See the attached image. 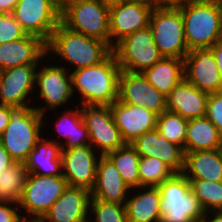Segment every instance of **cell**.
<instances>
[{
  "label": "cell",
  "instance_id": "7",
  "mask_svg": "<svg viewBox=\"0 0 222 222\" xmlns=\"http://www.w3.org/2000/svg\"><path fill=\"white\" fill-rule=\"evenodd\" d=\"M163 213L161 222H200L204 211L192 194L189 180L182 173H174L158 186Z\"/></svg>",
  "mask_w": 222,
  "mask_h": 222
},
{
  "label": "cell",
  "instance_id": "3",
  "mask_svg": "<svg viewBox=\"0 0 222 222\" xmlns=\"http://www.w3.org/2000/svg\"><path fill=\"white\" fill-rule=\"evenodd\" d=\"M181 11L189 51L222 40V1L173 2Z\"/></svg>",
  "mask_w": 222,
  "mask_h": 222
},
{
  "label": "cell",
  "instance_id": "46",
  "mask_svg": "<svg viewBox=\"0 0 222 222\" xmlns=\"http://www.w3.org/2000/svg\"><path fill=\"white\" fill-rule=\"evenodd\" d=\"M127 1H140V2H144L155 7V6L162 5L167 0H127Z\"/></svg>",
  "mask_w": 222,
  "mask_h": 222
},
{
  "label": "cell",
  "instance_id": "16",
  "mask_svg": "<svg viewBox=\"0 0 222 222\" xmlns=\"http://www.w3.org/2000/svg\"><path fill=\"white\" fill-rule=\"evenodd\" d=\"M117 100L142 106L157 115L166 111V96L149 83L142 73L121 71Z\"/></svg>",
  "mask_w": 222,
  "mask_h": 222
},
{
  "label": "cell",
  "instance_id": "32",
  "mask_svg": "<svg viewBox=\"0 0 222 222\" xmlns=\"http://www.w3.org/2000/svg\"><path fill=\"white\" fill-rule=\"evenodd\" d=\"M192 194L204 212L222 211V181L188 179Z\"/></svg>",
  "mask_w": 222,
  "mask_h": 222
},
{
  "label": "cell",
  "instance_id": "38",
  "mask_svg": "<svg viewBox=\"0 0 222 222\" xmlns=\"http://www.w3.org/2000/svg\"><path fill=\"white\" fill-rule=\"evenodd\" d=\"M18 203L0 201V222H19L21 212Z\"/></svg>",
  "mask_w": 222,
  "mask_h": 222
},
{
  "label": "cell",
  "instance_id": "34",
  "mask_svg": "<svg viewBox=\"0 0 222 222\" xmlns=\"http://www.w3.org/2000/svg\"><path fill=\"white\" fill-rule=\"evenodd\" d=\"M138 171L140 187L159 186L174 174L164 162L155 157H140Z\"/></svg>",
  "mask_w": 222,
  "mask_h": 222
},
{
  "label": "cell",
  "instance_id": "45",
  "mask_svg": "<svg viewBox=\"0 0 222 222\" xmlns=\"http://www.w3.org/2000/svg\"><path fill=\"white\" fill-rule=\"evenodd\" d=\"M103 5L110 8L116 5H120L123 2H126L127 0H99Z\"/></svg>",
  "mask_w": 222,
  "mask_h": 222
},
{
  "label": "cell",
  "instance_id": "39",
  "mask_svg": "<svg viewBox=\"0 0 222 222\" xmlns=\"http://www.w3.org/2000/svg\"><path fill=\"white\" fill-rule=\"evenodd\" d=\"M16 110V108L7 106V105H0V135L6 129L10 117L12 113Z\"/></svg>",
  "mask_w": 222,
  "mask_h": 222
},
{
  "label": "cell",
  "instance_id": "11",
  "mask_svg": "<svg viewBox=\"0 0 222 222\" xmlns=\"http://www.w3.org/2000/svg\"><path fill=\"white\" fill-rule=\"evenodd\" d=\"M44 64L38 66L36 71L35 87L38 88V94L41 100L43 99V106H33L43 117L46 118V111L60 109L62 105H68L73 94V85L71 72L68 71L65 65L57 66Z\"/></svg>",
  "mask_w": 222,
  "mask_h": 222
},
{
  "label": "cell",
  "instance_id": "28",
  "mask_svg": "<svg viewBox=\"0 0 222 222\" xmlns=\"http://www.w3.org/2000/svg\"><path fill=\"white\" fill-rule=\"evenodd\" d=\"M222 149V135L206 117L188 120L184 153Z\"/></svg>",
  "mask_w": 222,
  "mask_h": 222
},
{
  "label": "cell",
  "instance_id": "17",
  "mask_svg": "<svg viewBox=\"0 0 222 222\" xmlns=\"http://www.w3.org/2000/svg\"><path fill=\"white\" fill-rule=\"evenodd\" d=\"M184 77L207 94L222 91V75L210 49L189 51L184 58Z\"/></svg>",
  "mask_w": 222,
  "mask_h": 222
},
{
  "label": "cell",
  "instance_id": "35",
  "mask_svg": "<svg viewBox=\"0 0 222 222\" xmlns=\"http://www.w3.org/2000/svg\"><path fill=\"white\" fill-rule=\"evenodd\" d=\"M88 216L90 222H128L125 204L106 202L97 198H91ZM90 216L94 218L91 219Z\"/></svg>",
  "mask_w": 222,
  "mask_h": 222
},
{
  "label": "cell",
  "instance_id": "31",
  "mask_svg": "<svg viewBox=\"0 0 222 222\" xmlns=\"http://www.w3.org/2000/svg\"><path fill=\"white\" fill-rule=\"evenodd\" d=\"M28 171L24 163L15 162L0 172V201L19 203Z\"/></svg>",
  "mask_w": 222,
  "mask_h": 222
},
{
  "label": "cell",
  "instance_id": "43",
  "mask_svg": "<svg viewBox=\"0 0 222 222\" xmlns=\"http://www.w3.org/2000/svg\"><path fill=\"white\" fill-rule=\"evenodd\" d=\"M19 0H0V13H12Z\"/></svg>",
  "mask_w": 222,
  "mask_h": 222
},
{
  "label": "cell",
  "instance_id": "4",
  "mask_svg": "<svg viewBox=\"0 0 222 222\" xmlns=\"http://www.w3.org/2000/svg\"><path fill=\"white\" fill-rule=\"evenodd\" d=\"M149 27L163 57L184 59L189 53L181 11L171 0L153 8Z\"/></svg>",
  "mask_w": 222,
  "mask_h": 222
},
{
  "label": "cell",
  "instance_id": "25",
  "mask_svg": "<svg viewBox=\"0 0 222 222\" xmlns=\"http://www.w3.org/2000/svg\"><path fill=\"white\" fill-rule=\"evenodd\" d=\"M42 136L24 162L28 173L39 176L62 175L61 145Z\"/></svg>",
  "mask_w": 222,
  "mask_h": 222
},
{
  "label": "cell",
  "instance_id": "18",
  "mask_svg": "<svg viewBox=\"0 0 222 222\" xmlns=\"http://www.w3.org/2000/svg\"><path fill=\"white\" fill-rule=\"evenodd\" d=\"M110 108L116 127L126 144H131L144 133L156 129L158 115L142 106L117 100Z\"/></svg>",
  "mask_w": 222,
  "mask_h": 222
},
{
  "label": "cell",
  "instance_id": "30",
  "mask_svg": "<svg viewBox=\"0 0 222 222\" xmlns=\"http://www.w3.org/2000/svg\"><path fill=\"white\" fill-rule=\"evenodd\" d=\"M106 156L116 166L124 183L135 192V188L140 187V178L138 165L140 156L136 150L130 145L126 144L124 147L116 149L106 154Z\"/></svg>",
  "mask_w": 222,
  "mask_h": 222
},
{
  "label": "cell",
  "instance_id": "47",
  "mask_svg": "<svg viewBox=\"0 0 222 222\" xmlns=\"http://www.w3.org/2000/svg\"><path fill=\"white\" fill-rule=\"evenodd\" d=\"M172 2H200V1H217V0H171Z\"/></svg>",
  "mask_w": 222,
  "mask_h": 222
},
{
  "label": "cell",
  "instance_id": "23",
  "mask_svg": "<svg viewBox=\"0 0 222 222\" xmlns=\"http://www.w3.org/2000/svg\"><path fill=\"white\" fill-rule=\"evenodd\" d=\"M130 190L113 162L106 155H101L97 165L96 181L91 190V198L125 204Z\"/></svg>",
  "mask_w": 222,
  "mask_h": 222
},
{
  "label": "cell",
  "instance_id": "22",
  "mask_svg": "<svg viewBox=\"0 0 222 222\" xmlns=\"http://www.w3.org/2000/svg\"><path fill=\"white\" fill-rule=\"evenodd\" d=\"M208 94L192 85L185 77L166 96V110L186 120L206 115Z\"/></svg>",
  "mask_w": 222,
  "mask_h": 222
},
{
  "label": "cell",
  "instance_id": "49",
  "mask_svg": "<svg viewBox=\"0 0 222 222\" xmlns=\"http://www.w3.org/2000/svg\"><path fill=\"white\" fill-rule=\"evenodd\" d=\"M77 222H90V220H89V217H88V218L82 219V220L77 221Z\"/></svg>",
  "mask_w": 222,
  "mask_h": 222
},
{
  "label": "cell",
  "instance_id": "48",
  "mask_svg": "<svg viewBox=\"0 0 222 222\" xmlns=\"http://www.w3.org/2000/svg\"><path fill=\"white\" fill-rule=\"evenodd\" d=\"M54 1L62 7L69 0H54Z\"/></svg>",
  "mask_w": 222,
  "mask_h": 222
},
{
  "label": "cell",
  "instance_id": "20",
  "mask_svg": "<svg viewBox=\"0 0 222 222\" xmlns=\"http://www.w3.org/2000/svg\"><path fill=\"white\" fill-rule=\"evenodd\" d=\"M46 56V42L27 34L20 40L0 44V71L27 64H41L40 61L45 60Z\"/></svg>",
  "mask_w": 222,
  "mask_h": 222
},
{
  "label": "cell",
  "instance_id": "40",
  "mask_svg": "<svg viewBox=\"0 0 222 222\" xmlns=\"http://www.w3.org/2000/svg\"><path fill=\"white\" fill-rule=\"evenodd\" d=\"M15 161L0 143V172L13 165Z\"/></svg>",
  "mask_w": 222,
  "mask_h": 222
},
{
  "label": "cell",
  "instance_id": "44",
  "mask_svg": "<svg viewBox=\"0 0 222 222\" xmlns=\"http://www.w3.org/2000/svg\"><path fill=\"white\" fill-rule=\"evenodd\" d=\"M19 222H47L44 217L22 215Z\"/></svg>",
  "mask_w": 222,
  "mask_h": 222
},
{
  "label": "cell",
  "instance_id": "29",
  "mask_svg": "<svg viewBox=\"0 0 222 222\" xmlns=\"http://www.w3.org/2000/svg\"><path fill=\"white\" fill-rule=\"evenodd\" d=\"M142 75L159 92L167 96L184 77V59L163 57Z\"/></svg>",
  "mask_w": 222,
  "mask_h": 222
},
{
  "label": "cell",
  "instance_id": "41",
  "mask_svg": "<svg viewBox=\"0 0 222 222\" xmlns=\"http://www.w3.org/2000/svg\"><path fill=\"white\" fill-rule=\"evenodd\" d=\"M210 50L213 52V55L216 60L217 68L222 75V40L216 42Z\"/></svg>",
  "mask_w": 222,
  "mask_h": 222
},
{
  "label": "cell",
  "instance_id": "2",
  "mask_svg": "<svg viewBox=\"0 0 222 222\" xmlns=\"http://www.w3.org/2000/svg\"><path fill=\"white\" fill-rule=\"evenodd\" d=\"M121 71L113 52L97 65L72 70L73 93L82 96L80 105L110 106L117 101Z\"/></svg>",
  "mask_w": 222,
  "mask_h": 222
},
{
  "label": "cell",
  "instance_id": "33",
  "mask_svg": "<svg viewBox=\"0 0 222 222\" xmlns=\"http://www.w3.org/2000/svg\"><path fill=\"white\" fill-rule=\"evenodd\" d=\"M187 126L188 120L177 113L166 110L157 116L156 129L162 133L169 142L180 146L183 150Z\"/></svg>",
  "mask_w": 222,
  "mask_h": 222
},
{
  "label": "cell",
  "instance_id": "37",
  "mask_svg": "<svg viewBox=\"0 0 222 222\" xmlns=\"http://www.w3.org/2000/svg\"><path fill=\"white\" fill-rule=\"evenodd\" d=\"M222 135V91L208 94L206 115Z\"/></svg>",
  "mask_w": 222,
  "mask_h": 222
},
{
  "label": "cell",
  "instance_id": "15",
  "mask_svg": "<svg viewBox=\"0 0 222 222\" xmlns=\"http://www.w3.org/2000/svg\"><path fill=\"white\" fill-rule=\"evenodd\" d=\"M154 6L140 1H126L109 8L110 47L137 30L149 26Z\"/></svg>",
  "mask_w": 222,
  "mask_h": 222
},
{
  "label": "cell",
  "instance_id": "13",
  "mask_svg": "<svg viewBox=\"0 0 222 222\" xmlns=\"http://www.w3.org/2000/svg\"><path fill=\"white\" fill-rule=\"evenodd\" d=\"M38 66L39 64H27L0 71V105L16 109L33 107L29 96H33L37 89L35 80Z\"/></svg>",
  "mask_w": 222,
  "mask_h": 222
},
{
  "label": "cell",
  "instance_id": "6",
  "mask_svg": "<svg viewBox=\"0 0 222 222\" xmlns=\"http://www.w3.org/2000/svg\"><path fill=\"white\" fill-rule=\"evenodd\" d=\"M61 23L110 46L109 8L99 0H69L61 7Z\"/></svg>",
  "mask_w": 222,
  "mask_h": 222
},
{
  "label": "cell",
  "instance_id": "1",
  "mask_svg": "<svg viewBox=\"0 0 222 222\" xmlns=\"http://www.w3.org/2000/svg\"><path fill=\"white\" fill-rule=\"evenodd\" d=\"M46 51L47 56L53 54L48 60L58 55L61 62L63 59L69 65L67 70L72 71L101 63L112 53V48L106 42L71 31L60 23L46 43Z\"/></svg>",
  "mask_w": 222,
  "mask_h": 222
},
{
  "label": "cell",
  "instance_id": "19",
  "mask_svg": "<svg viewBox=\"0 0 222 222\" xmlns=\"http://www.w3.org/2000/svg\"><path fill=\"white\" fill-rule=\"evenodd\" d=\"M130 145L140 157L158 158L174 173H182L185 159L184 150L169 142L157 129L144 133Z\"/></svg>",
  "mask_w": 222,
  "mask_h": 222
},
{
  "label": "cell",
  "instance_id": "42",
  "mask_svg": "<svg viewBox=\"0 0 222 222\" xmlns=\"http://www.w3.org/2000/svg\"><path fill=\"white\" fill-rule=\"evenodd\" d=\"M200 222H222V211H206Z\"/></svg>",
  "mask_w": 222,
  "mask_h": 222
},
{
  "label": "cell",
  "instance_id": "14",
  "mask_svg": "<svg viewBox=\"0 0 222 222\" xmlns=\"http://www.w3.org/2000/svg\"><path fill=\"white\" fill-rule=\"evenodd\" d=\"M91 145L73 147L61 151L62 175L68 186L92 190L96 181L100 158Z\"/></svg>",
  "mask_w": 222,
  "mask_h": 222
},
{
  "label": "cell",
  "instance_id": "9",
  "mask_svg": "<svg viewBox=\"0 0 222 222\" xmlns=\"http://www.w3.org/2000/svg\"><path fill=\"white\" fill-rule=\"evenodd\" d=\"M12 15L27 34L47 43L61 23V6L54 0H19Z\"/></svg>",
  "mask_w": 222,
  "mask_h": 222
},
{
  "label": "cell",
  "instance_id": "26",
  "mask_svg": "<svg viewBox=\"0 0 222 222\" xmlns=\"http://www.w3.org/2000/svg\"><path fill=\"white\" fill-rule=\"evenodd\" d=\"M182 174L187 179L222 181V149L185 153Z\"/></svg>",
  "mask_w": 222,
  "mask_h": 222
},
{
  "label": "cell",
  "instance_id": "5",
  "mask_svg": "<svg viewBox=\"0 0 222 222\" xmlns=\"http://www.w3.org/2000/svg\"><path fill=\"white\" fill-rule=\"evenodd\" d=\"M47 120L34 107L16 109L0 135V143L15 162L24 163L37 141Z\"/></svg>",
  "mask_w": 222,
  "mask_h": 222
},
{
  "label": "cell",
  "instance_id": "27",
  "mask_svg": "<svg viewBox=\"0 0 222 222\" xmlns=\"http://www.w3.org/2000/svg\"><path fill=\"white\" fill-rule=\"evenodd\" d=\"M79 107L80 106L77 105L75 110L67 109L59 118H55L57 121L55 122V131L58 133V138L56 139L54 137V139L52 138L51 140L61 145L62 150L90 145L88 129L86 128ZM61 137L63 138L62 141L65 142H61V140H59L60 142L58 141Z\"/></svg>",
  "mask_w": 222,
  "mask_h": 222
},
{
  "label": "cell",
  "instance_id": "8",
  "mask_svg": "<svg viewBox=\"0 0 222 222\" xmlns=\"http://www.w3.org/2000/svg\"><path fill=\"white\" fill-rule=\"evenodd\" d=\"M112 52L121 70L131 73H142L163 58L149 26L124 37Z\"/></svg>",
  "mask_w": 222,
  "mask_h": 222
},
{
  "label": "cell",
  "instance_id": "21",
  "mask_svg": "<svg viewBox=\"0 0 222 222\" xmlns=\"http://www.w3.org/2000/svg\"><path fill=\"white\" fill-rule=\"evenodd\" d=\"M91 191L68 186L43 216L47 222H77L88 218Z\"/></svg>",
  "mask_w": 222,
  "mask_h": 222
},
{
  "label": "cell",
  "instance_id": "36",
  "mask_svg": "<svg viewBox=\"0 0 222 222\" xmlns=\"http://www.w3.org/2000/svg\"><path fill=\"white\" fill-rule=\"evenodd\" d=\"M26 35L12 13H0V44L20 40Z\"/></svg>",
  "mask_w": 222,
  "mask_h": 222
},
{
  "label": "cell",
  "instance_id": "24",
  "mask_svg": "<svg viewBox=\"0 0 222 222\" xmlns=\"http://www.w3.org/2000/svg\"><path fill=\"white\" fill-rule=\"evenodd\" d=\"M135 189L137 193L132 196L129 192L125 203L128 222H161L163 207L158 186Z\"/></svg>",
  "mask_w": 222,
  "mask_h": 222
},
{
  "label": "cell",
  "instance_id": "10",
  "mask_svg": "<svg viewBox=\"0 0 222 222\" xmlns=\"http://www.w3.org/2000/svg\"><path fill=\"white\" fill-rule=\"evenodd\" d=\"M68 187L63 175L39 176L28 173L23 195L18 203L27 216L43 217ZM27 211V212H26Z\"/></svg>",
  "mask_w": 222,
  "mask_h": 222
},
{
  "label": "cell",
  "instance_id": "12",
  "mask_svg": "<svg viewBox=\"0 0 222 222\" xmlns=\"http://www.w3.org/2000/svg\"><path fill=\"white\" fill-rule=\"evenodd\" d=\"M81 106L80 111L88 129L90 145L97 153L106 155L126 145L116 127L109 105Z\"/></svg>",
  "mask_w": 222,
  "mask_h": 222
}]
</instances>
